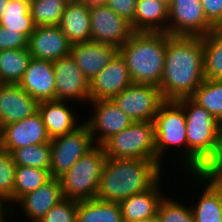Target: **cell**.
<instances>
[{
  "label": "cell",
  "mask_w": 222,
  "mask_h": 222,
  "mask_svg": "<svg viewBox=\"0 0 222 222\" xmlns=\"http://www.w3.org/2000/svg\"><path fill=\"white\" fill-rule=\"evenodd\" d=\"M204 80L203 37L171 35L158 87L163 99L190 98Z\"/></svg>",
  "instance_id": "6da1fadb"
},
{
  "label": "cell",
  "mask_w": 222,
  "mask_h": 222,
  "mask_svg": "<svg viewBox=\"0 0 222 222\" xmlns=\"http://www.w3.org/2000/svg\"><path fill=\"white\" fill-rule=\"evenodd\" d=\"M162 166L148 159L107 158L101 172L96 199L120 202L151 189L162 179Z\"/></svg>",
  "instance_id": "7a4b0ae2"
},
{
  "label": "cell",
  "mask_w": 222,
  "mask_h": 222,
  "mask_svg": "<svg viewBox=\"0 0 222 222\" xmlns=\"http://www.w3.org/2000/svg\"><path fill=\"white\" fill-rule=\"evenodd\" d=\"M170 36L163 32H134L119 48L133 83L159 87Z\"/></svg>",
  "instance_id": "3957f363"
},
{
  "label": "cell",
  "mask_w": 222,
  "mask_h": 222,
  "mask_svg": "<svg viewBox=\"0 0 222 222\" xmlns=\"http://www.w3.org/2000/svg\"><path fill=\"white\" fill-rule=\"evenodd\" d=\"M177 102L183 107L186 118L188 174L197 173L213 155L222 135V123L191 98Z\"/></svg>",
  "instance_id": "277c9868"
},
{
  "label": "cell",
  "mask_w": 222,
  "mask_h": 222,
  "mask_svg": "<svg viewBox=\"0 0 222 222\" xmlns=\"http://www.w3.org/2000/svg\"><path fill=\"white\" fill-rule=\"evenodd\" d=\"M153 123L156 161L164 167L162 165L163 157H166L164 155L168 150H174L173 152H176V155H174L175 161L173 155L170 159L173 164L179 160L178 162L182 164L180 167L185 170L183 173L187 172L185 178H188L187 128L183 107L177 101H164L160 105Z\"/></svg>",
  "instance_id": "5b68a950"
},
{
  "label": "cell",
  "mask_w": 222,
  "mask_h": 222,
  "mask_svg": "<svg viewBox=\"0 0 222 222\" xmlns=\"http://www.w3.org/2000/svg\"><path fill=\"white\" fill-rule=\"evenodd\" d=\"M106 159L105 150L100 145H95L82 156L59 177L63 197L76 201L95 199Z\"/></svg>",
  "instance_id": "8992f818"
},
{
  "label": "cell",
  "mask_w": 222,
  "mask_h": 222,
  "mask_svg": "<svg viewBox=\"0 0 222 222\" xmlns=\"http://www.w3.org/2000/svg\"><path fill=\"white\" fill-rule=\"evenodd\" d=\"M102 147L107 158L156 161L153 122H133L109 138Z\"/></svg>",
  "instance_id": "52a82bcc"
},
{
  "label": "cell",
  "mask_w": 222,
  "mask_h": 222,
  "mask_svg": "<svg viewBox=\"0 0 222 222\" xmlns=\"http://www.w3.org/2000/svg\"><path fill=\"white\" fill-rule=\"evenodd\" d=\"M50 177L59 178L94 146L88 126L83 124L75 131L51 139Z\"/></svg>",
  "instance_id": "ba28073f"
},
{
  "label": "cell",
  "mask_w": 222,
  "mask_h": 222,
  "mask_svg": "<svg viewBox=\"0 0 222 222\" xmlns=\"http://www.w3.org/2000/svg\"><path fill=\"white\" fill-rule=\"evenodd\" d=\"M112 100L133 122H153L165 101L158 87L139 83H132Z\"/></svg>",
  "instance_id": "9c48e42d"
},
{
  "label": "cell",
  "mask_w": 222,
  "mask_h": 222,
  "mask_svg": "<svg viewBox=\"0 0 222 222\" xmlns=\"http://www.w3.org/2000/svg\"><path fill=\"white\" fill-rule=\"evenodd\" d=\"M168 9V34L203 37L210 33L212 24L206 19L200 0H172Z\"/></svg>",
  "instance_id": "30bf717a"
},
{
  "label": "cell",
  "mask_w": 222,
  "mask_h": 222,
  "mask_svg": "<svg viewBox=\"0 0 222 222\" xmlns=\"http://www.w3.org/2000/svg\"><path fill=\"white\" fill-rule=\"evenodd\" d=\"M89 103L94 110L84 123L88 126L95 145L102 146L113 135L133 123L112 99L95 100Z\"/></svg>",
  "instance_id": "8fae6325"
},
{
  "label": "cell",
  "mask_w": 222,
  "mask_h": 222,
  "mask_svg": "<svg viewBox=\"0 0 222 222\" xmlns=\"http://www.w3.org/2000/svg\"><path fill=\"white\" fill-rule=\"evenodd\" d=\"M52 63L56 84L55 101L70 103L72 100H77L76 102L89 104V81L84 77L71 54Z\"/></svg>",
  "instance_id": "7c38bea8"
},
{
  "label": "cell",
  "mask_w": 222,
  "mask_h": 222,
  "mask_svg": "<svg viewBox=\"0 0 222 222\" xmlns=\"http://www.w3.org/2000/svg\"><path fill=\"white\" fill-rule=\"evenodd\" d=\"M90 19L91 41L120 48L134 33L131 23L107 5L90 11Z\"/></svg>",
  "instance_id": "4fadbf2b"
},
{
  "label": "cell",
  "mask_w": 222,
  "mask_h": 222,
  "mask_svg": "<svg viewBox=\"0 0 222 222\" xmlns=\"http://www.w3.org/2000/svg\"><path fill=\"white\" fill-rule=\"evenodd\" d=\"M125 59L118 53L89 82L90 101L110 100L132 84Z\"/></svg>",
  "instance_id": "5bb4252c"
},
{
  "label": "cell",
  "mask_w": 222,
  "mask_h": 222,
  "mask_svg": "<svg viewBox=\"0 0 222 222\" xmlns=\"http://www.w3.org/2000/svg\"><path fill=\"white\" fill-rule=\"evenodd\" d=\"M0 130L3 149L10 153L15 149L51 141L39 111L16 123L4 125Z\"/></svg>",
  "instance_id": "9a60e30c"
},
{
  "label": "cell",
  "mask_w": 222,
  "mask_h": 222,
  "mask_svg": "<svg viewBox=\"0 0 222 222\" xmlns=\"http://www.w3.org/2000/svg\"><path fill=\"white\" fill-rule=\"evenodd\" d=\"M39 103L18 84L0 83V128L34 115Z\"/></svg>",
  "instance_id": "2e32d148"
},
{
  "label": "cell",
  "mask_w": 222,
  "mask_h": 222,
  "mask_svg": "<svg viewBox=\"0 0 222 222\" xmlns=\"http://www.w3.org/2000/svg\"><path fill=\"white\" fill-rule=\"evenodd\" d=\"M71 43L59 26H35L28 49L33 58L54 62L70 54Z\"/></svg>",
  "instance_id": "e0dca14e"
},
{
  "label": "cell",
  "mask_w": 222,
  "mask_h": 222,
  "mask_svg": "<svg viewBox=\"0 0 222 222\" xmlns=\"http://www.w3.org/2000/svg\"><path fill=\"white\" fill-rule=\"evenodd\" d=\"M119 53V48L95 41L71 45L70 54L84 77L90 82Z\"/></svg>",
  "instance_id": "ac0fdd59"
},
{
  "label": "cell",
  "mask_w": 222,
  "mask_h": 222,
  "mask_svg": "<svg viewBox=\"0 0 222 222\" xmlns=\"http://www.w3.org/2000/svg\"><path fill=\"white\" fill-rule=\"evenodd\" d=\"M64 199L59 178L51 177L37 190L21 196L14 204H18L24 217L30 222H40L44 215Z\"/></svg>",
  "instance_id": "d6986e66"
},
{
  "label": "cell",
  "mask_w": 222,
  "mask_h": 222,
  "mask_svg": "<svg viewBox=\"0 0 222 222\" xmlns=\"http://www.w3.org/2000/svg\"><path fill=\"white\" fill-rule=\"evenodd\" d=\"M18 85L39 102L55 100L53 63L32 57Z\"/></svg>",
  "instance_id": "ffe728a7"
},
{
  "label": "cell",
  "mask_w": 222,
  "mask_h": 222,
  "mask_svg": "<svg viewBox=\"0 0 222 222\" xmlns=\"http://www.w3.org/2000/svg\"><path fill=\"white\" fill-rule=\"evenodd\" d=\"M71 108L67 101L49 100L39 103L38 111L50 139L71 133L83 124Z\"/></svg>",
  "instance_id": "44dd1931"
},
{
  "label": "cell",
  "mask_w": 222,
  "mask_h": 222,
  "mask_svg": "<svg viewBox=\"0 0 222 222\" xmlns=\"http://www.w3.org/2000/svg\"><path fill=\"white\" fill-rule=\"evenodd\" d=\"M161 180L151 189L132 195L119 202L124 222L147 221L157 215L159 204L165 196L162 190L163 187H161Z\"/></svg>",
  "instance_id": "7402d4cb"
},
{
  "label": "cell",
  "mask_w": 222,
  "mask_h": 222,
  "mask_svg": "<svg viewBox=\"0 0 222 222\" xmlns=\"http://www.w3.org/2000/svg\"><path fill=\"white\" fill-rule=\"evenodd\" d=\"M189 177L188 179L192 180V183L195 181L196 186L201 188L202 185L203 187L201 194L199 193L201 196H197V201H194L196 204L190 205L195 222H222L220 184L207 183L197 173H189Z\"/></svg>",
  "instance_id": "603a6c76"
},
{
  "label": "cell",
  "mask_w": 222,
  "mask_h": 222,
  "mask_svg": "<svg viewBox=\"0 0 222 222\" xmlns=\"http://www.w3.org/2000/svg\"><path fill=\"white\" fill-rule=\"evenodd\" d=\"M58 26L71 44L91 40L90 11L82 2L67 4Z\"/></svg>",
  "instance_id": "cb8c5ba5"
},
{
  "label": "cell",
  "mask_w": 222,
  "mask_h": 222,
  "mask_svg": "<svg viewBox=\"0 0 222 222\" xmlns=\"http://www.w3.org/2000/svg\"><path fill=\"white\" fill-rule=\"evenodd\" d=\"M168 10L158 0H137L135 17L131 22L134 32L167 33Z\"/></svg>",
  "instance_id": "d4e9b609"
},
{
  "label": "cell",
  "mask_w": 222,
  "mask_h": 222,
  "mask_svg": "<svg viewBox=\"0 0 222 222\" xmlns=\"http://www.w3.org/2000/svg\"><path fill=\"white\" fill-rule=\"evenodd\" d=\"M77 222H124L118 202L99 199L77 201Z\"/></svg>",
  "instance_id": "484cf974"
},
{
  "label": "cell",
  "mask_w": 222,
  "mask_h": 222,
  "mask_svg": "<svg viewBox=\"0 0 222 222\" xmlns=\"http://www.w3.org/2000/svg\"><path fill=\"white\" fill-rule=\"evenodd\" d=\"M31 58L28 48L0 50V83L18 84Z\"/></svg>",
  "instance_id": "4316f807"
},
{
  "label": "cell",
  "mask_w": 222,
  "mask_h": 222,
  "mask_svg": "<svg viewBox=\"0 0 222 222\" xmlns=\"http://www.w3.org/2000/svg\"><path fill=\"white\" fill-rule=\"evenodd\" d=\"M29 10V2L25 0H9L2 12L0 26L12 31H19L29 38L35 29Z\"/></svg>",
  "instance_id": "83f0119b"
},
{
  "label": "cell",
  "mask_w": 222,
  "mask_h": 222,
  "mask_svg": "<svg viewBox=\"0 0 222 222\" xmlns=\"http://www.w3.org/2000/svg\"><path fill=\"white\" fill-rule=\"evenodd\" d=\"M50 178L49 170L29 166H16L13 203H15L21 196L37 190Z\"/></svg>",
  "instance_id": "f1b7e54d"
},
{
  "label": "cell",
  "mask_w": 222,
  "mask_h": 222,
  "mask_svg": "<svg viewBox=\"0 0 222 222\" xmlns=\"http://www.w3.org/2000/svg\"><path fill=\"white\" fill-rule=\"evenodd\" d=\"M190 98L222 123V80L205 79Z\"/></svg>",
  "instance_id": "f546056e"
},
{
  "label": "cell",
  "mask_w": 222,
  "mask_h": 222,
  "mask_svg": "<svg viewBox=\"0 0 222 222\" xmlns=\"http://www.w3.org/2000/svg\"><path fill=\"white\" fill-rule=\"evenodd\" d=\"M16 166H29L50 170L51 143L30 145L11 152Z\"/></svg>",
  "instance_id": "4dcf8cb0"
},
{
  "label": "cell",
  "mask_w": 222,
  "mask_h": 222,
  "mask_svg": "<svg viewBox=\"0 0 222 222\" xmlns=\"http://www.w3.org/2000/svg\"><path fill=\"white\" fill-rule=\"evenodd\" d=\"M66 5L63 0H33L29 11L35 26H57Z\"/></svg>",
  "instance_id": "1f68e13d"
},
{
  "label": "cell",
  "mask_w": 222,
  "mask_h": 222,
  "mask_svg": "<svg viewBox=\"0 0 222 222\" xmlns=\"http://www.w3.org/2000/svg\"><path fill=\"white\" fill-rule=\"evenodd\" d=\"M15 169L16 164L11 153L6 149L0 150V199L11 203L12 216H14V210L16 213V209H14L16 206L12 204Z\"/></svg>",
  "instance_id": "d6a6232c"
},
{
  "label": "cell",
  "mask_w": 222,
  "mask_h": 222,
  "mask_svg": "<svg viewBox=\"0 0 222 222\" xmlns=\"http://www.w3.org/2000/svg\"><path fill=\"white\" fill-rule=\"evenodd\" d=\"M204 78L222 80V45L209 34L203 36Z\"/></svg>",
  "instance_id": "836d02e7"
},
{
  "label": "cell",
  "mask_w": 222,
  "mask_h": 222,
  "mask_svg": "<svg viewBox=\"0 0 222 222\" xmlns=\"http://www.w3.org/2000/svg\"><path fill=\"white\" fill-rule=\"evenodd\" d=\"M185 204L168 195L164 196L159 204L157 215L162 222H195L191 206L188 207Z\"/></svg>",
  "instance_id": "e575fe53"
},
{
  "label": "cell",
  "mask_w": 222,
  "mask_h": 222,
  "mask_svg": "<svg viewBox=\"0 0 222 222\" xmlns=\"http://www.w3.org/2000/svg\"><path fill=\"white\" fill-rule=\"evenodd\" d=\"M197 174L210 184H222V135L213 155L202 165Z\"/></svg>",
  "instance_id": "d590c367"
},
{
  "label": "cell",
  "mask_w": 222,
  "mask_h": 222,
  "mask_svg": "<svg viewBox=\"0 0 222 222\" xmlns=\"http://www.w3.org/2000/svg\"><path fill=\"white\" fill-rule=\"evenodd\" d=\"M77 201L62 199L54 205L40 220V222H77Z\"/></svg>",
  "instance_id": "8d00e7d4"
},
{
  "label": "cell",
  "mask_w": 222,
  "mask_h": 222,
  "mask_svg": "<svg viewBox=\"0 0 222 222\" xmlns=\"http://www.w3.org/2000/svg\"><path fill=\"white\" fill-rule=\"evenodd\" d=\"M28 40L25 34L0 26V50L28 48Z\"/></svg>",
  "instance_id": "74e56055"
},
{
  "label": "cell",
  "mask_w": 222,
  "mask_h": 222,
  "mask_svg": "<svg viewBox=\"0 0 222 222\" xmlns=\"http://www.w3.org/2000/svg\"><path fill=\"white\" fill-rule=\"evenodd\" d=\"M137 0H108L107 6L130 23L134 20Z\"/></svg>",
  "instance_id": "f35d334b"
},
{
  "label": "cell",
  "mask_w": 222,
  "mask_h": 222,
  "mask_svg": "<svg viewBox=\"0 0 222 222\" xmlns=\"http://www.w3.org/2000/svg\"><path fill=\"white\" fill-rule=\"evenodd\" d=\"M206 19L214 25L222 21V0H200Z\"/></svg>",
  "instance_id": "ab89813d"
},
{
  "label": "cell",
  "mask_w": 222,
  "mask_h": 222,
  "mask_svg": "<svg viewBox=\"0 0 222 222\" xmlns=\"http://www.w3.org/2000/svg\"><path fill=\"white\" fill-rule=\"evenodd\" d=\"M209 35L220 45H222V21L212 25Z\"/></svg>",
  "instance_id": "60d3db41"
},
{
  "label": "cell",
  "mask_w": 222,
  "mask_h": 222,
  "mask_svg": "<svg viewBox=\"0 0 222 222\" xmlns=\"http://www.w3.org/2000/svg\"><path fill=\"white\" fill-rule=\"evenodd\" d=\"M81 2L89 11L96 10L108 4V0H82Z\"/></svg>",
  "instance_id": "b9f144b4"
},
{
  "label": "cell",
  "mask_w": 222,
  "mask_h": 222,
  "mask_svg": "<svg viewBox=\"0 0 222 222\" xmlns=\"http://www.w3.org/2000/svg\"><path fill=\"white\" fill-rule=\"evenodd\" d=\"M12 214V209L10 207V205L4 201L0 199V222H6V217L8 218Z\"/></svg>",
  "instance_id": "7bdbcfd3"
},
{
  "label": "cell",
  "mask_w": 222,
  "mask_h": 222,
  "mask_svg": "<svg viewBox=\"0 0 222 222\" xmlns=\"http://www.w3.org/2000/svg\"><path fill=\"white\" fill-rule=\"evenodd\" d=\"M9 0H0V20L2 17V12L5 9V7L7 6Z\"/></svg>",
  "instance_id": "ee69618b"
},
{
  "label": "cell",
  "mask_w": 222,
  "mask_h": 222,
  "mask_svg": "<svg viewBox=\"0 0 222 222\" xmlns=\"http://www.w3.org/2000/svg\"><path fill=\"white\" fill-rule=\"evenodd\" d=\"M148 222H162V221L160 220L159 216L156 215V216H154L152 218H149Z\"/></svg>",
  "instance_id": "f6af8a7d"
},
{
  "label": "cell",
  "mask_w": 222,
  "mask_h": 222,
  "mask_svg": "<svg viewBox=\"0 0 222 222\" xmlns=\"http://www.w3.org/2000/svg\"><path fill=\"white\" fill-rule=\"evenodd\" d=\"M158 1L166 5L168 8L170 7L172 3V0H158Z\"/></svg>",
  "instance_id": "bcb514c9"
},
{
  "label": "cell",
  "mask_w": 222,
  "mask_h": 222,
  "mask_svg": "<svg viewBox=\"0 0 222 222\" xmlns=\"http://www.w3.org/2000/svg\"><path fill=\"white\" fill-rule=\"evenodd\" d=\"M66 4L80 3L82 0H63Z\"/></svg>",
  "instance_id": "7dc6e473"
},
{
  "label": "cell",
  "mask_w": 222,
  "mask_h": 222,
  "mask_svg": "<svg viewBox=\"0 0 222 222\" xmlns=\"http://www.w3.org/2000/svg\"><path fill=\"white\" fill-rule=\"evenodd\" d=\"M3 149V146H2V135H1V130H0V150Z\"/></svg>",
  "instance_id": "c3c4849f"
},
{
  "label": "cell",
  "mask_w": 222,
  "mask_h": 222,
  "mask_svg": "<svg viewBox=\"0 0 222 222\" xmlns=\"http://www.w3.org/2000/svg\"><path fill=\"white\" fill-rule=\"evenodd\" d=\"M220 195H221V201H222V184H220Z\"/></svg>",
  "instance_id": "681fc988"
}]
</instances>
